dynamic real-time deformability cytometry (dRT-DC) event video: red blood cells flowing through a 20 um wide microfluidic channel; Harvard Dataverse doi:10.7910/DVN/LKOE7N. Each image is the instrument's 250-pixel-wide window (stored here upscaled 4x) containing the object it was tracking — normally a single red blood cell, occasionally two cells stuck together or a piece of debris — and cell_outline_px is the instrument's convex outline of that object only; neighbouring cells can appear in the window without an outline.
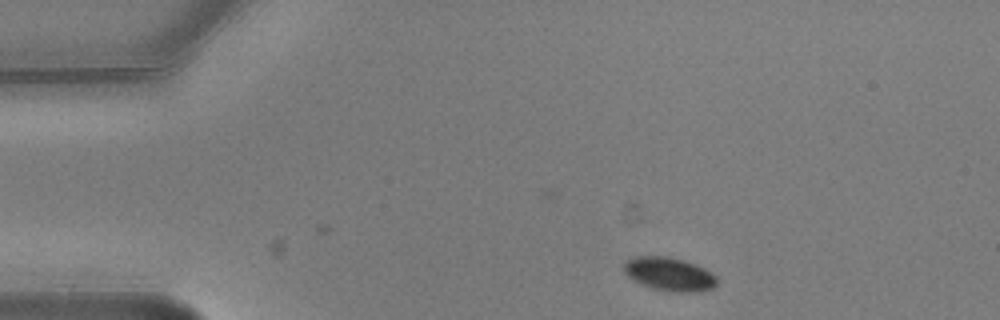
{"species": "common noctule bat (a hibernating species)", "species_latin": "Nyctalus noctula", "temperature_condition": "warm", "stored_images_in_passage": 3, "camera_frame_rate_fps": 3000, "um_per_image_px": 0.085, "animal": {"sex": "male", "body_mass_g": 20.5, "forearm_length_mm": 52.5}, "frame": {"image": 1, "passage_image": 1, "time_ms": 0.0, "image_size_px": [1000, 320], "cell_outline_px": [[716, 284], [712, 288], [696, 292], [672, 292], [652, 288], [640, 284], [632, 280], [624, 272], [624, 264], [632, 256], [668, 256], [684, 260], [704, 268], [716, 276]], "centroid_in_image_um": [56.86, 23.3], "position_along_channel_um": 28.1, "area_um2": 18.21}}